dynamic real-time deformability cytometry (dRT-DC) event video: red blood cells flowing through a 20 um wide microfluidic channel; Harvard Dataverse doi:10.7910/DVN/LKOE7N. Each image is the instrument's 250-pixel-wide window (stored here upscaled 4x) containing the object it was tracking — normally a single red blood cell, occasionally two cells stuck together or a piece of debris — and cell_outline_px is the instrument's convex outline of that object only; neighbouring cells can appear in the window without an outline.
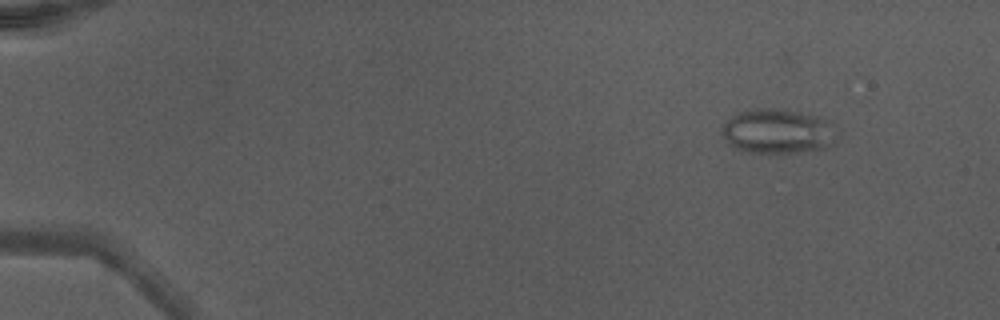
{"species": "Egyptian fruit bat (a non-hibernating species)", "species_latin": "Rousettus aegyptiacus", "temperature_condition": "warm", "stored_images_in_passage": 49, "camera_frame_rate_fps": 3000, "um_per_image_px": 0.085, "animal": {"sex": "male"}, "frame": {"image": 1, "passage_image": 6, "time_ms": 1.667, "image_size_px": [1000, 320], "cell_outline_px": [[832, 144], [828, 148], [792, 152], [748, 152], [736, 148], [728, 144], [724, 136], [724, 124], [732, 116], [740, 112], [756, 108], [772, 108], [820, 116], [828, 120]], "centroid_in_image_um": [66.04, 11.15], "position_along_channel_um": 19.0, "area_um2": 28.84}}
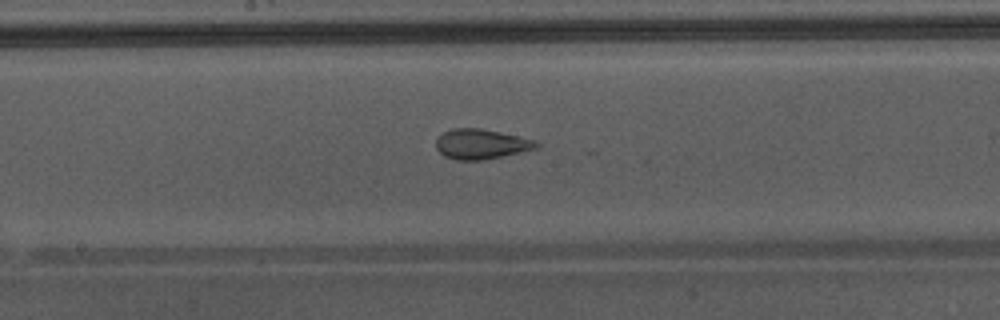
{"frame": {"image": 2, "passage_image": 28, "time_ms": 9.0, "image_size_px": [1000, 320], "cell_outline_px": [[540, 144], [536, 148], [520, 152], [480, 160], [456, 160], [444, 156], [436, 148], [436, 140], [444, 132], [452, 128], [480, 128], [500, 132], [532, 140]], "centroid_in_image_um": [40.84, 12.24], "position_along_channel_um": 207.4, "area_um2": 17.17}}
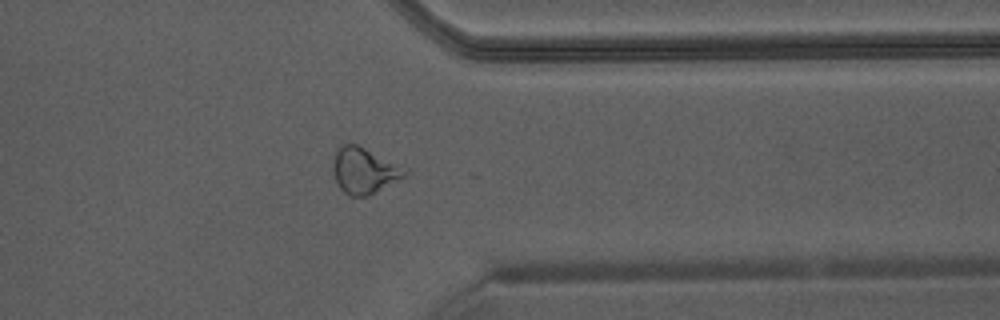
{"frame": {"image": 3, "passage_image": 40, "time_ms": 13.0, "image_size_px": [1000, 320], "cell_outline_px": [[408, 172], [404, 176], [368, 196], [348, 196], [340, 188], [332, 172], [332, 164], [336, 152], [344, 144], [356, 144], [364, 148]], "centroid_in_image_um": [30.86, 14.54], "position_along_channel_um": 380.5, "area_um2": 18.32}, "authors_computed_cell_mechanics": {"area_um2": 21.5594, "velocity_mm_per_s": 4.3894, "shape_relaxation_time_tau1_ms": null, "shape_relaxation_time_tau2_ms": 1.0629, "deformation_change_tau1": null, "deformation_change_tau2": 0.0857}}